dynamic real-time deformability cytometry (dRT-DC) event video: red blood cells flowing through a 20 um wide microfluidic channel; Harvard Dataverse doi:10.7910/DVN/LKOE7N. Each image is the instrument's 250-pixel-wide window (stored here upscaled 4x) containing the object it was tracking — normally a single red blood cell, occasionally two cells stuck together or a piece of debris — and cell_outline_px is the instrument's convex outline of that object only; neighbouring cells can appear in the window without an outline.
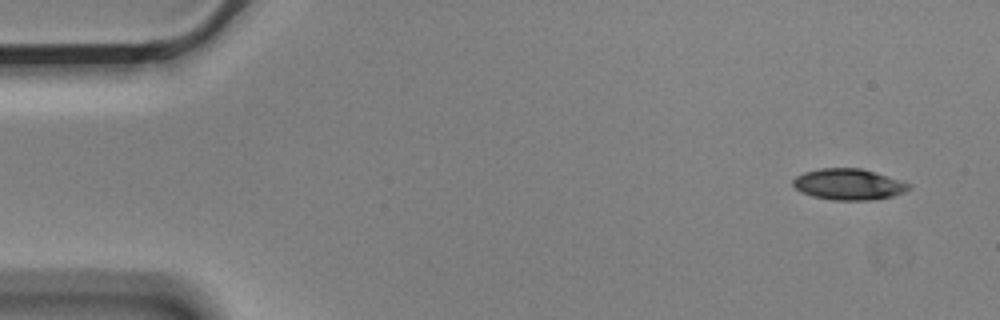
{"species": "Egyptian fruit bat (a non-hibernating species)", "species_latin": "Rousettus aegyptiacus", "temperature_condition": "cold", "stored_images_in_passage": 8, "camera_frame_rate_fps": 3000, "um_per_image_px": 0.085, "animal": {"sex": "male"}, "frame": {"image": 1, "passage_image": 1, "time_ms": 0.0, "image_size_px": [1000, 320], "cell_outline_px": [[912, 188], [904, 192], [892, 196], [872, 200], [832, 200], [812, 196], [800, 192], [792, 184], [792, 180], [796, 176], [804, 172], [820, 168], [860, 168], [912, 184]], "centroid_in_image_um": [72.11, 15.67], "position_along_channel_um": 12.9, "area_um2": 20.98}}
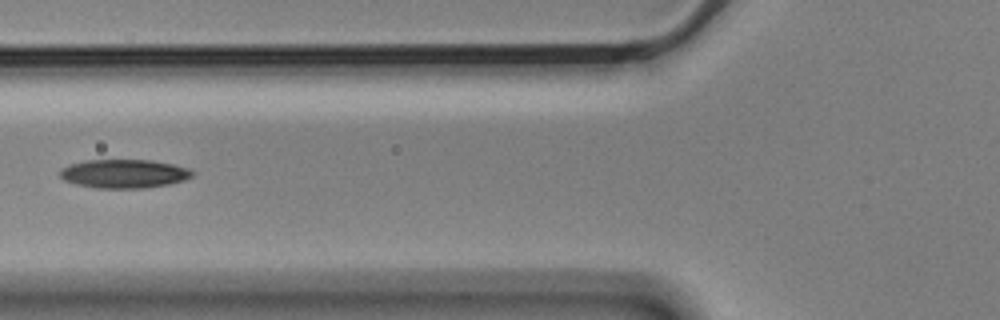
{"frame": {"image": 2, "passage_image": 6, "time_ms": 1.667, "image_size_px": [1000, 320], "cell_outline_px": [[196, 172], [192, 176], [184, 180], [168, 184], [144, 188], [96, 188], [76, 184], [64, 180], [60, 176], [60, 168], [68, 164], [88, 160], [152, 160], [172, 164], [188, 168]], "centroid_in_image_um": [10.53, 14.76], "position_along_channel_um": 115.3, "area_um2": 22.2}}
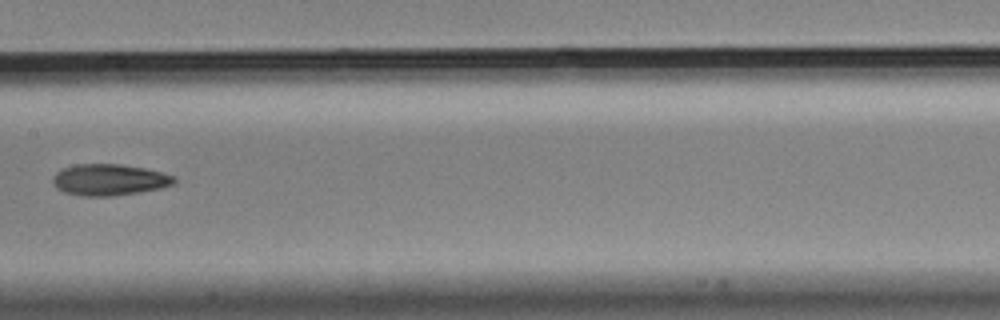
{"frame": {"image": 3, "passage_image": 8, "time_ms": 2.333, "image_size_px": [1000, 320], "cell_outline_px": [[176, 180], [172, 184], [160, 188], [140, 192], [112, 196], [80, 196], [64, 192], [56, 188], [52, 184], [52, 176], [56, 172], [64, 168], [76, 164], [120, 164], [144, 168], [176, 176]], "centroid_in_image_um": [9.25, 15.28], "position_along_channel_um": 198.2, "area_um2": 22.25}}